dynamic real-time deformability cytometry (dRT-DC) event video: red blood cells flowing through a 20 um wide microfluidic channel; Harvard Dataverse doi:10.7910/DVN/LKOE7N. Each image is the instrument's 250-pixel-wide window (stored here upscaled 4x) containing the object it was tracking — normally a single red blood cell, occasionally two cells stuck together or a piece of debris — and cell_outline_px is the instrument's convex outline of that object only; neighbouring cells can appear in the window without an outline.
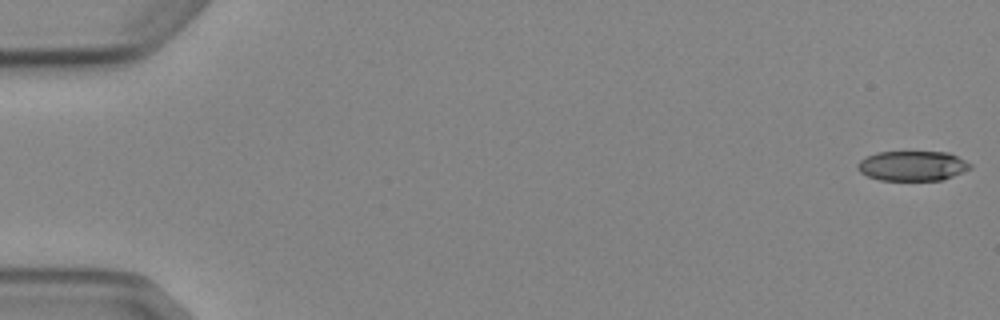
{"species": "Egyptian fruit bat (a non-hibernating species)", "species_latin": "Rousettus aegyptiacus", "temperature_condition": "cold", "stored_images_in_passage": 5, "camera_frame_rate_fps": 3000, "um_per_image_px": 0.085, "animal": {"sex": "female"}, "frame": {"image": 1, "passage_image": 1, "time_ms": 0.0, "image_size_px": [1000, 320], "cell_outline_px": [[972, 168], [964, 172], [940, 180], [880, 180], [868, 176], [860, 172], [856, 168], [856, 164], [860, 160], [876, 152], [948, 152], [972, 164]], "centroid_in_image_um": [77.55, 14.1], "position_along_channel_um": 7.5, "area_um2": 19.59}}